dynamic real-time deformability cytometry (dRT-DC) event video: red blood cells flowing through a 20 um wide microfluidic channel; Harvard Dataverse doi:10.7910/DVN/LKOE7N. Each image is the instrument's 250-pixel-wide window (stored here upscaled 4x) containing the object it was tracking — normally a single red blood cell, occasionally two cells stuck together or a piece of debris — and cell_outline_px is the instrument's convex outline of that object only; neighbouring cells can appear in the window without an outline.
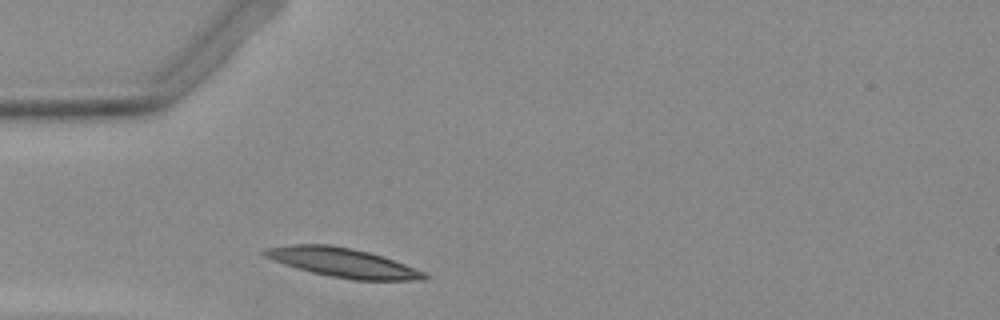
{"species": "Egyptian fruit bat (a non-hibernating species)", "species_latin": "Rousettus aegyptiacus", "temperature_condition": "warm", "stored_images_in_passage": 25, "segment_of_instrument_passage": [1, 2], "camera_frame_rate_fps": 3000, "um_per_image_px": 0.085, "animal": {"sex": "female"}, "frame": {"image": 1, "passage_image": 1, "time_ms": 0.0, "image_size_px": [1000, 320], "cell_outline_px": [[428, 276], [424, 280], [352, 280], [328, 276], [312, 272], [264, 256], [260, 252], [268, 248], [292, 244], [332, 244], [368, 252], [384, 256], [424, 272]], "centroid_in_image_um": [29.17, 22.32], "position_along_channel_um": 55.8, "area_um2": 26.76}}
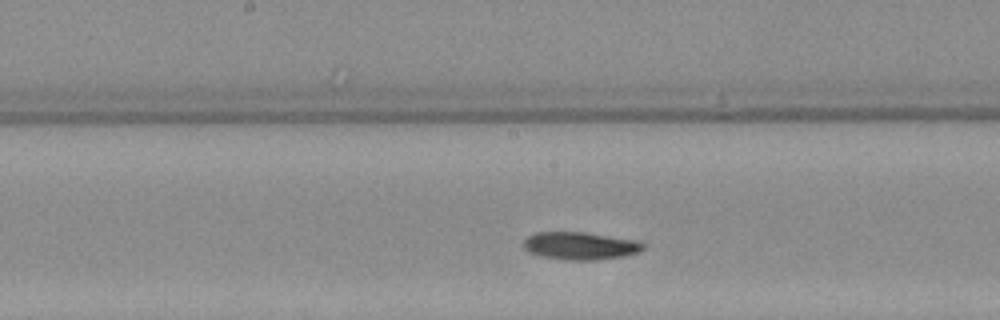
{"frame": {"image": 2, "passage_image": 9, "time_ms": 2.667, "image_size_px": [1000, 320], "cell_outline_px": [[644, 248], [640, 252], [624, 256], [596, 260], [564, 260], [540, 256], [528, 252], [524, 248], [524, 240], [528, 236], [536, 232], [584, 232], [640, 240], [644, 244]], "centroid_in_image_um": [49.34, 20.89], "position_along_channel_um": 198.9, "area_um2": 19.54}}
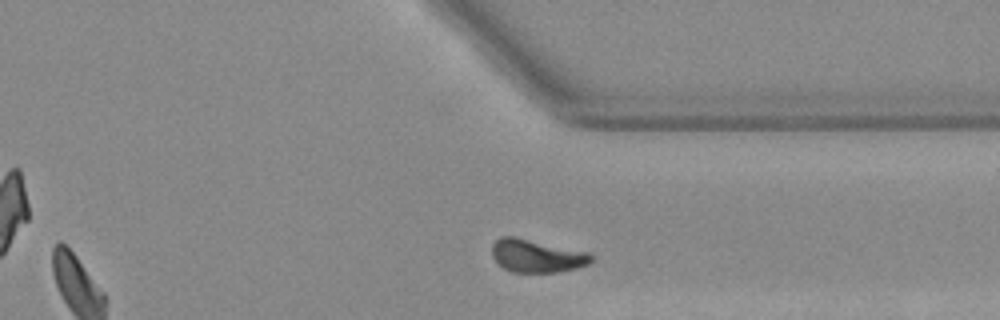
{"frame": {"image": 3, "passage_image": 22, "time_ms": 7.0, "image_size_px": [1000, 320], "cell_outline_px": [[596, 256], [588, 264], [576, 268], [560, 272], [512, 272], [504, 268], [492, 256], [492, 244], [500, 236], [512, 236], [588, 252]], "centroid_in_image_um": [45.63, 21.75], "position_along_channel_um": 365.8, "area_um2": 18.96}}